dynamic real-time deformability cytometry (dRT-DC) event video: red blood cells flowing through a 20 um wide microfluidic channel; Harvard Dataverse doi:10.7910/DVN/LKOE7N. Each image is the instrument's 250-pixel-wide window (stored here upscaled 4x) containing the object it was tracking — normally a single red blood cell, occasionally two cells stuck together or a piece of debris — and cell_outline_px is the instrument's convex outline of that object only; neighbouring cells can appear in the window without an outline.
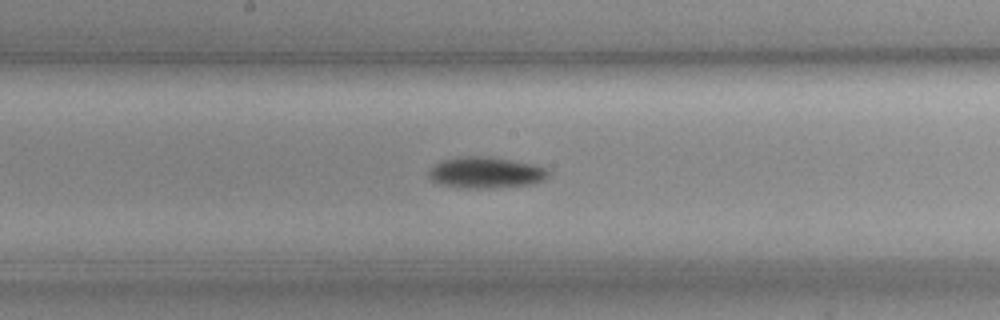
{"species": "common noctule bat (a hibernating species)", "species_latin": "Nyctalus noctula", "temperature_condition": "cold", "stored_images_in_passage": 48, "camera_frame_rate_fps": 3000, "um_per_image_px": 0.085, "animal": {"sex": "female", "body_mass_g": 19.3, "forearm_length_mm": 54.1}, "frame": {"image": 1, "passage_image": 21, "time_ms": 6.667, "image_size_px": [1000, 320], "cell_outline_px": [[548, 176], [544, 180], [532, 184], [496, 188], [468, 188], [444, 184], [432, 180], [428, 176], [428, 172], [436, 164], [444, 160], [456, 156], [488, 156], [532, 164], [544, 168], [548, 172]], "centroid_in_image_um": [41.3, 14.67], "position_along_channel_um": 206.9, "area_um2": 21.5}, "authors_computed_cell_mechanics": {"area_um2": 20.3456, "velocity_mm_per_s": 3.5937, "shape_relaxation_time_tau1_ms": 4.2354, "shape_relaxation_time_tau2_ms": null, "deformation_change_tau1": 0.1023, "deformation_change_tau2": null}}